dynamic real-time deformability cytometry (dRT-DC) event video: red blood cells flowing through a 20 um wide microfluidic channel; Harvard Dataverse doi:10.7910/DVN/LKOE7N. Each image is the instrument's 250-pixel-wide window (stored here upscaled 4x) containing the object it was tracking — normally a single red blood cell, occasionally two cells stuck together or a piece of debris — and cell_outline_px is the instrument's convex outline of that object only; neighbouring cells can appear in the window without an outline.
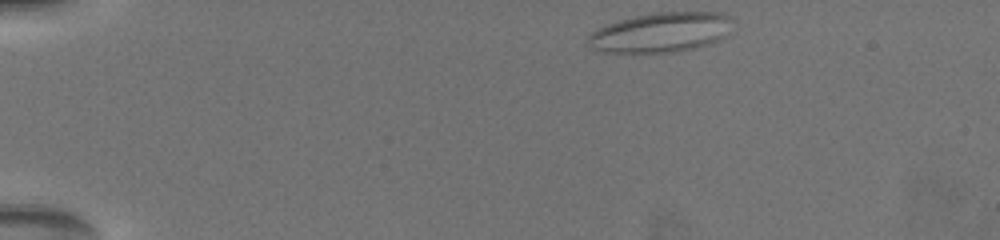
{"species": "common noctule bat (a hibernating species)", "species_latin": "Nyctalus noctula", "temperature_condition": "warm", "stored_images_in_passage": 25, "camera_frame_rate_fps": 3000, "um_per_image_px": 0.085, "animal": {"sex": "female", "body_mass_g": 19.5, "forearm_length_mm": 54.1}, "frame": {"image": 1, "passage_image": 1, "time_ms": 0.0, "image_size_px": [1000, 240], "cell_outline_px": [[724, 16], [720, 36], [716, 40], [704, 44], [688, 48], [668, 52], [604, 52], [592, 48], [588, 44], [588, 36], [592, 32], [608, 24], [640, 16], [664, 12], [712, 12]], "centroid_in_image_um": [55.94, 2.77], "position_along_channel_um": 29.1, "area_um2": 31.1}}
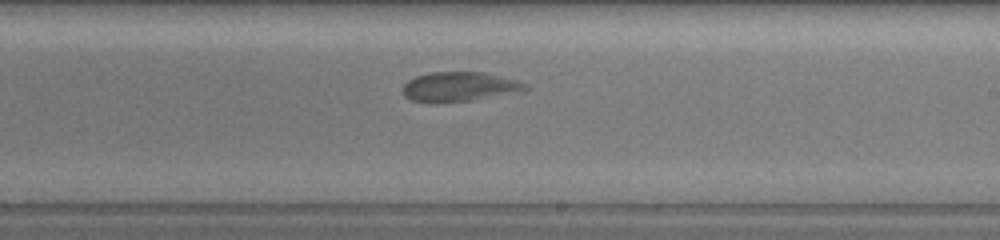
{"frame": {"image": 2, "passage_image": 14, "time_ms": 8.667, "image_size_px": [1000, 240], "cell_outline_px": [[532, 88], [468, 100], [412, 100], [404, 92], [404, 84], [408, 80], [416, 76], [432, 72], [484, 72], [516, 80], [528, 84]], "centroid_in_image_um": [39.08, 7.31], "position_along_channel_um": 249.9, "area_um2": 19.83}}
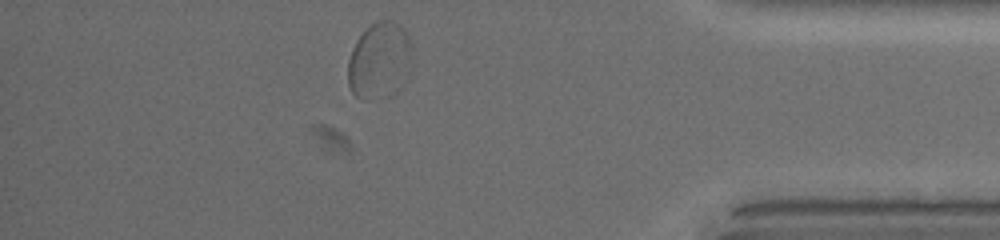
{"frame": {"image": 3, "passage_image": 22, "time_ms": 13.667, "image_size_px": [1000, 240], "cell_outline_px": [[408, 48], [356, 96], [352, 92], [348, 84], [348, 60], [352, 48], [356, 40], [376, 20], [392, 20], [400, 24], [404, 28], [408, 36]], "centroid_in_image_um": [31.89, 4.49], "position_along_channel_um": 403.3, "area_um2": 19.88}, "authors_computed_cell_mechanics": {"area_um2": 21.7906, "velocity_mm_per_s": 3.6385, "shape_relaxation_time_tau1_ms": null, "shape_relaxation_time_tau2_ms": 0.8713, "deformation_change_tau1": null, "deformation_change_tau2": 0.0548}}